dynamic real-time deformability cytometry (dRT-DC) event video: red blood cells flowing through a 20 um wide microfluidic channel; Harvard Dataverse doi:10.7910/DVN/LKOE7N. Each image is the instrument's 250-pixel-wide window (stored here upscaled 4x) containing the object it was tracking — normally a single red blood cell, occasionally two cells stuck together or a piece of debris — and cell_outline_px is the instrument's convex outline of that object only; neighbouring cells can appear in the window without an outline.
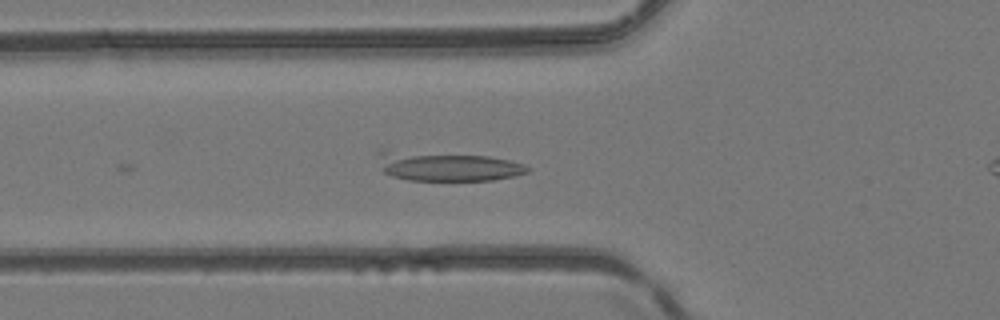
{"species": "common noctule bat (a hibernating species)", "species_latin": "Nyctalus noctula", "temperature_condition": "room temperature", "stored_images_in_passage": 48, "camera_frame_rate_fps": 3000, "um_per_image_px": 0.085, "animal": {"sex": "female", "body_mass_g": 24.6, "forearm_length_mm": 56.2}, "frame": {"image": 1, "passage_image": 17, "time_ms": 5.333, "image_size_px": [1000, 320], "cell_outline_px": [[532, 168], [528, 172], [516, 176], [492, 180], [408, 180], [392, 176], [384, 172], [380, 168], [376, 152], [380, 148], [384, 148], [488, 156], [508, 160], [524, 164]], "centroid_in_image_um": [37.91, 14.1], "position_along_channel_um": 87.9, "area_um2": 26.3}}
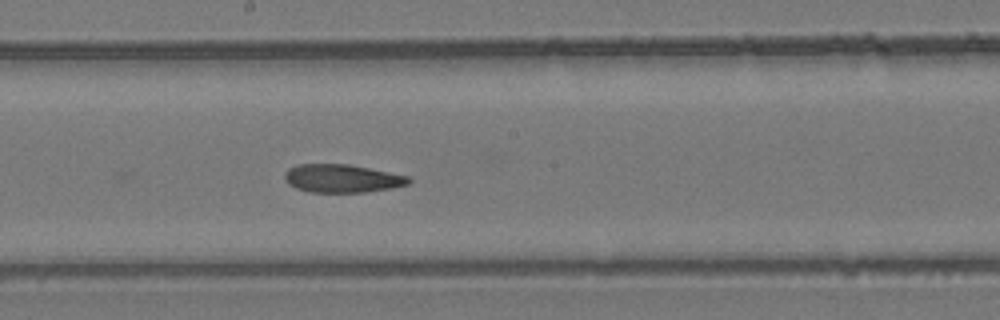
{"frame": {"image": 2, "passage_image": 26, "time_ms": 8.333, "image_size_px": [1000, 320], "cell_outline_px": [[412, 180], [408, 184], [392, 188], [364, 192], [308, 192], [296, 188], [288, 184], [284, 180], [284, 172], [288, 168], [300, 164], [348, 164], [408, 176]], "centroid_in_image_um": [29.03, 15.17], "position_along_channel_um": 219.2, "area_um2": 20.35}}
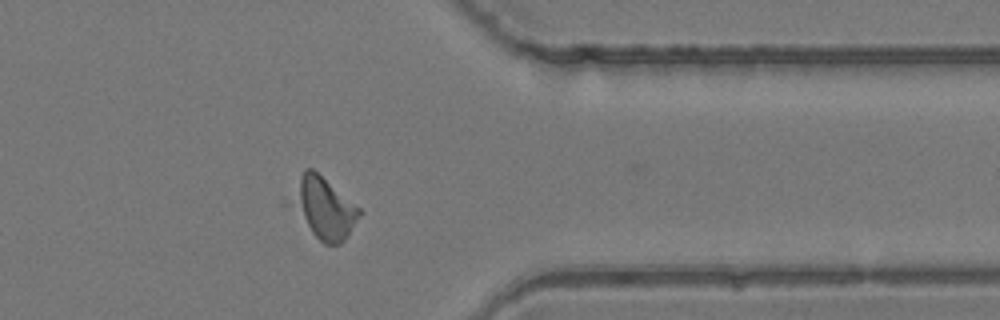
{"frame": {"image": 3, "passage_image": 38, "time_ms": 12.333, "image_size_px": [1000, 320], "cell_outline_px": [[360, 212], [348, 236], [340, 244], [324, 244], [280, 204], [280, 200], [304, 168], [312, 168], [360, 208]], "centroid_in_image_um": [27.25, 17.63], "position_along_channel_um": 384.1, "area_um2": 25.89}}